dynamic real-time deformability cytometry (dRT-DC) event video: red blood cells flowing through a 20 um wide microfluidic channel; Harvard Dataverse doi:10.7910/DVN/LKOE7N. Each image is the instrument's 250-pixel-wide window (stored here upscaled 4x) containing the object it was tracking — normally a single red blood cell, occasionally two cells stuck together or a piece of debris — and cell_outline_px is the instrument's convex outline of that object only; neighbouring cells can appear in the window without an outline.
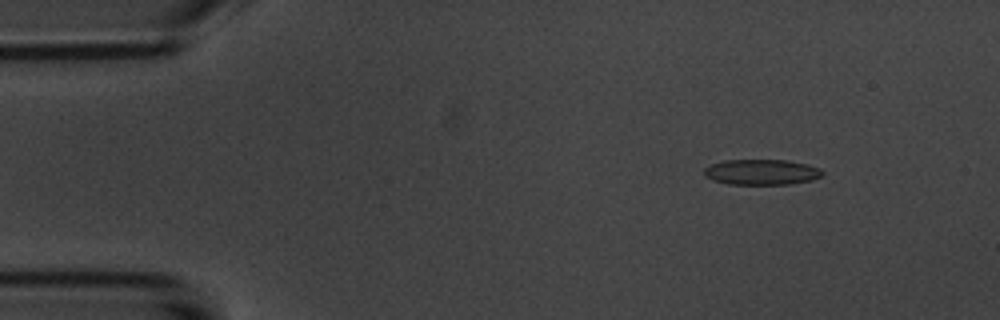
{"species": "common noctule bat (a hibernating species)", "species_latin": "Nyctalus noctula", "temperature_condition": "room temperature", "stored_images_in_passage": 4, "camera_frame_rate_fps": 3000, "um_per_image_px": 0.085, "animal": {"sex": "male", "body_mass_g": 20.1, "forearm_length_mm": 53.5}, "frame": {"image": 1, "passage_image": 2, "time_ms": 1.333, "image_size_px": [1000, 320], "cell_outline_px": [[824, 172], [820, 176], [812, 180], [792, 184], [728, 184], [712, 180], [704, 176], [704, 168], [712, 164], [724, 160], [788, 160], [808, 164], [820, 168]], "centroid_in_image_um": [64.74, 14.62], "position_along_channel_um": 20.3, "area_um2": 17.69}}